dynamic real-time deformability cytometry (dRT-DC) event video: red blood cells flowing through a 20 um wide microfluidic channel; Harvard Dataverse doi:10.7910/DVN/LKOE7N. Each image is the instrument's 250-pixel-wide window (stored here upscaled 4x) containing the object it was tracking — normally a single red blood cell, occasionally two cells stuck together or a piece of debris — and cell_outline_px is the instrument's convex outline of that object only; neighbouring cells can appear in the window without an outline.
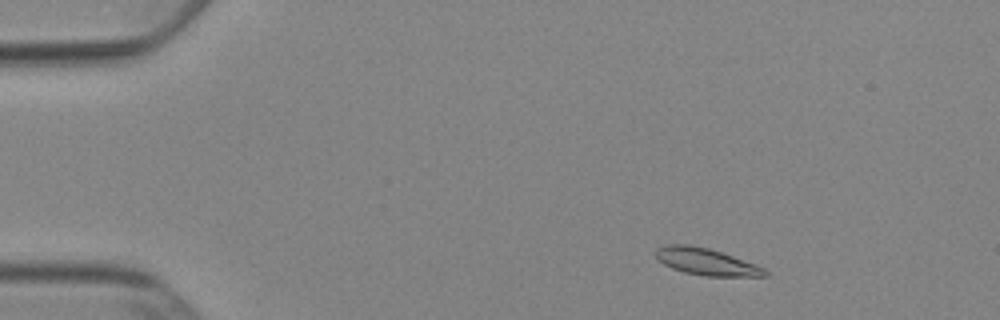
{"species": "Egyptian fruit bat (a non-hibernating species)", "species_latin": "Rousettus aegyptiacus", "temperature_condition": "cold", "stored_images_in_passage": 50, "camera_frame_rate_fps": 3000, "um_per_image_px": 0.085, "animal": {"sex": "female"}, "frame": {"image": 1, "passage_image": 5, "time_ms": 1.333, "image_size_px": [1000, 320], "cell_outline_px": [[768, 276], [704, 276], [684, 272], [672, 268], [664, 264], [656, 256], [656, 248], [668, 244], [688, 244], [708, 248], [756, 264], [764, 268], [768, 272]], "centroid_in_image_um": [60.03, 22.24], "position_along_channel_um": 25.0, "area_um2": 16.94}}
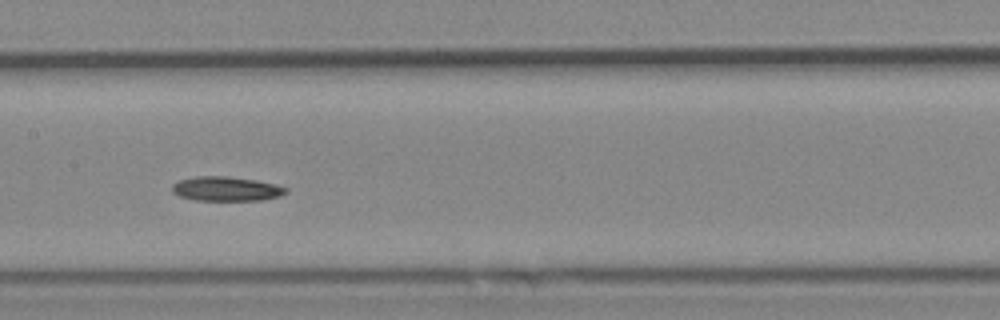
{"frame": {"image": 2, "passage_image": 24, "time_ms": 7.667, "image_size_px": [1000, 320], "cell_outline_px": [[288, 192], [280, 196], [260, 200], [196, 200], [180, 196], [172, 192], [172, 184], [176, 180], [196, 176], [228, 176], [256, 180], [276, 184], [288, 188]], "centroid_in_image_um": [19.22, 16.04], "position_along_channel_um": 188.2, "area_um2": 16.3}}
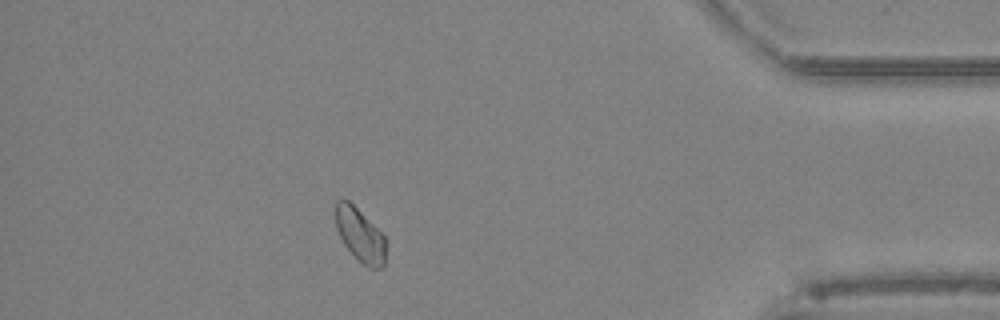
{"frame": {"image": 3, "passage_image": 44, "time_ms": 14.333, "image_size_px": [1000, 320], "cell_outline_px": [[388, 244], [384, 264], [380, 268], [372, 268], [364, 264], [344, 244], [336, 228], [336, 200], [348, 200], [388, 240]], "centroid_in_image_um": [30.64, 19.99], "position_along_channel_um": 404.6, "area_um2": 15.32}}